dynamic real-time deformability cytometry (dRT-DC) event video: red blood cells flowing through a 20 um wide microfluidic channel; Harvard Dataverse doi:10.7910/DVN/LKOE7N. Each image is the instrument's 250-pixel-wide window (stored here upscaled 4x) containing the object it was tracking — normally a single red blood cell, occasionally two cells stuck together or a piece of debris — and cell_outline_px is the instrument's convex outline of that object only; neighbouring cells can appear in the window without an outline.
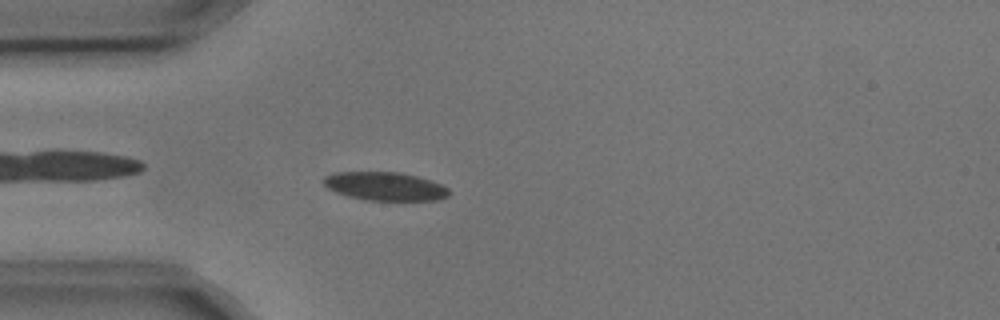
{"species": "common noctule bat (a hibernating species)", "species_latin": "Nyctalus noctula", "temperature_condition": "cold", "stored_images_in_passage": 3, "camera_frame_rate_fps": 3000, "um_per_image_px": 0.085, "animal": {"sex": "male", "body_mass_g": 17.9, "forearm_length_mm": 54.2}, "frame": {"image": 1, "passage_image": 3, "time_ms": 0.667, "image_size_px": [1000, 320], "cell_outline_px": [[452, 192], [448, 196], [440, 200], [368, 200], [348, 196], [336, 192], [328, 188], [324, 184], [324, 176], [332, 172], [400, 172], [432, 180], [448, 188]], "centroid_in_image_um": [32.75, 15.83], "position_along_channel_um": 52.2, "area_um2": 20.87}}